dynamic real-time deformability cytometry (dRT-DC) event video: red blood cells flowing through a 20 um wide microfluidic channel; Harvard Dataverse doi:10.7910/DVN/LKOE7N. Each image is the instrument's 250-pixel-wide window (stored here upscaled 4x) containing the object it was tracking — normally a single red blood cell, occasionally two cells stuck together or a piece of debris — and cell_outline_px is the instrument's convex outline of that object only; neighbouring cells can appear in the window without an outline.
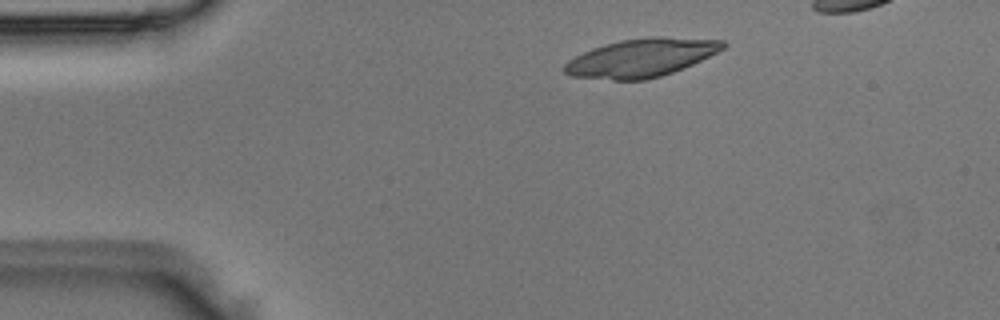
{"species": "Egyptian fruit bat (a non-hibernating species)", "species_latin": "Rousettus aegyptiacus", "temperature_condition": "room temperature", "stored_images_in_passage": 4, "camera_frame_rate_fps": 3000, "um_per_image_px": 0.085, "animal": {"sex": "male"}, "frame": {"image": 1, "passage_image": 2, "time_ms": 0.333, "image_size_px": [1000, 320], "cell_outline_px": [[728, 44], [724, 48], [692, 64], [672, 72], [660, 76], [644, 80], [612, 80], [572, 76], [564, 72], [564, 64], [568, 60], [592, 48], [620, 40], [648, 36], [664, 36], [724, 40]], "centroid_in_image_um": [54.51, 4.9], "position_along_channel_um": 30.5, "area_um2": 35.26}}